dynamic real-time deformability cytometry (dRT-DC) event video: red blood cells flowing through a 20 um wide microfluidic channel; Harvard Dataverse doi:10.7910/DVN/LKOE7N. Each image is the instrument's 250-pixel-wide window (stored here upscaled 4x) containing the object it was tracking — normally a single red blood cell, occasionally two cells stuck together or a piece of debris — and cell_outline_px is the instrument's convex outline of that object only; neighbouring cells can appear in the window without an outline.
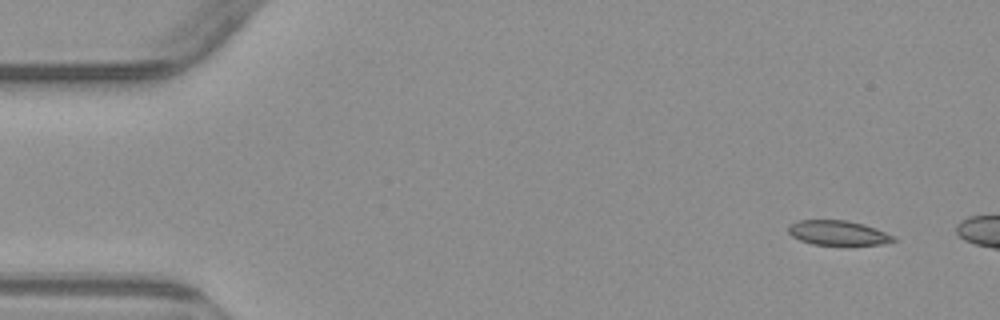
{"species": "common noctule bat (a hibernating species)", "species_latin": "Nyctalus noctula", "temperature_condition": "warm", "stored_images_in_passage": 2, "camera_frame_rate_fps": 3000, "um_per_image_px": 0.085, "animal": {"sex": "male", "body_mass_g": 23.1, "forearm_length_mm": 52.7}, "frame": {"image": 1, "passage_image": 1, "time_ms": 0.0, "image_size_px": [1000, 320], "cell_outline_px": [[900, 240], [884, 244], [812, 244], [800, 240], [792, 236], [788, 232], [788, 224], [800, 220], [844, 220], [864, 224], [876, 228], [896, 236]], "centroid_in_image_um": [71.27, 19.79], "position_along_channel_um": 13.7, "area_um2": 15.14}}